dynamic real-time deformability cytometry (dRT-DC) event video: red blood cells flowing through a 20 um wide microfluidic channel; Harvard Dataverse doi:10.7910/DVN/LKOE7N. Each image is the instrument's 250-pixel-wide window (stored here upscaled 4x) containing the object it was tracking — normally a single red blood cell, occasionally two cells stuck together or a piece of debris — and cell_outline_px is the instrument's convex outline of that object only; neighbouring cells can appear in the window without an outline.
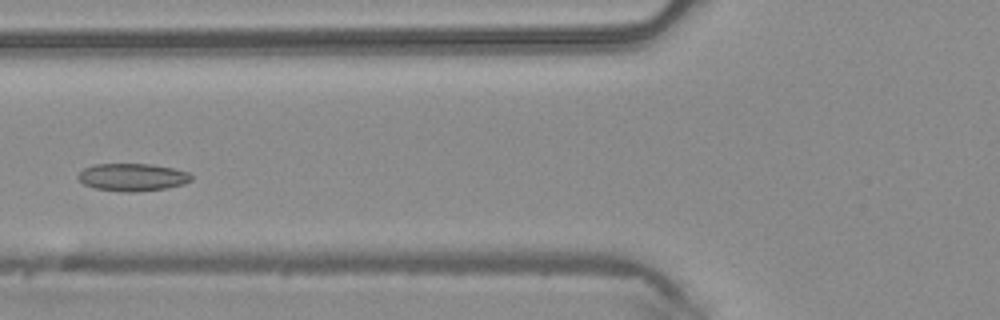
{"species": "common noctule bat (a hibernating species)", "species_latin": "Nyctalus noctula", "temperature_condition": "warm", "stored_images_in_passage": 44, "camera_frame_rate_fps": 3000, "um_per_image_px": 0.085, "animal": {"sex": "male", "body_mass_g": 20.4}, "frame": {"image": 1, "passage_image": 15, "time_ms": 4.667, "image_size_px": [1000, 320], "cell_outline_px": [[192, 180], [184, 184], [164, 188], [132, 192], [128, 192], [96, 188], [84, 184], [76, 176], [84, 168], [92, 164], [152, 164], [172, 168], [188, 172], [192, 176]], "centroid_in_image_um": [11.25, 15.05], "position_along_channel_um": 114.5, "area_um2": 18.03}}
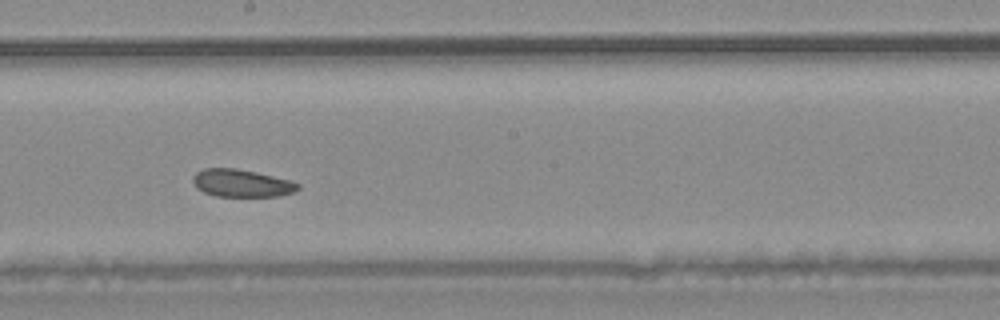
{"frame": {"image": 2, "passage_image": 23, "time_ms": 7.333, "image_size_px": [1000, 320], "cell_outline_px": [[300, 188], [292, 192], [280, 196], [216, 196], [204, 192], [196, 188], [192, 180], [192, 176], [196, 172], [204, 168], [236, 168], [256, 172], [288, 180], [300, 184]], "centroid_in_image_um": [20.5, 15.56], "position_along_channel_um": 227.7, "area_um2": 16.82}}
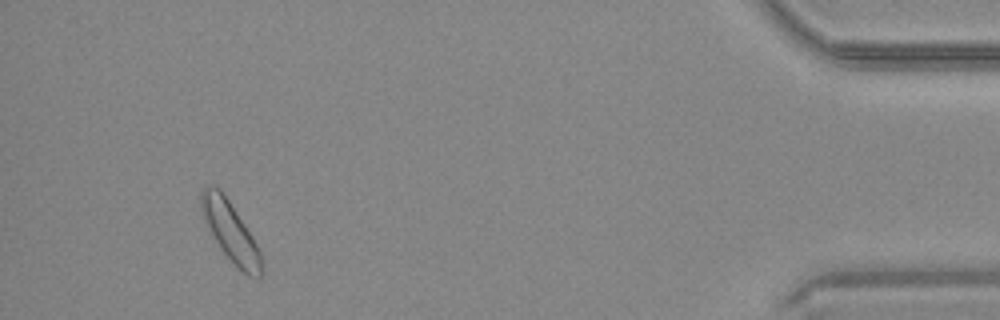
{"frame": {"image": 3, "passage_image": 41, "time_ms": 13.333, "image_size_px": [1000, 320], "cell_outline_px": [[264, 272], [260, 280], [256, 280], [248, 276], [220, 248], [204, 220], [200, 212], [200, 192], [208, 184], [212, 184], [220, 188], [252, 236], [260, 252]], "centroid_in_image_um": [19.59, 19.68], "position_along_channel_um": 415.6, "area_um2": 20.81}}